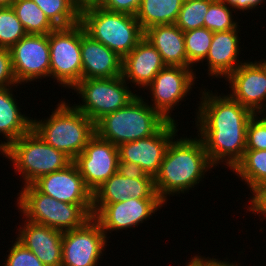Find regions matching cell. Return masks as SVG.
I'll return each mask as SVG.
<instances>
[{
	"label": "cell",
	"instance_id": "6da1fadb",
	"mask_svg": "<svg viewBox=\"0 0 266 266\" xmlns=\"http://www.w3.org/2000/svg\"><path fill=\"white\" fill-rule=\"evenodd\" d=\"M206 91L204 88L196 112L198 136L214 166L225 160L233 169L244 156L247 126L255 113L229 95Z\"/></svg>",
	"mask_w": 266,
	"mask_h": 266
},
{
	"label": "cell",
	"instance_id": "484cf974",
	"mask_svg": "<svg viewBox=\"0 0 266 266\" xmlns=\"http://www.w3.org/2000/svg\"><path fill=\"white\" fill-rule=\"evenodd\" d=\"M232 171L248 184L251 191L266 184V150H245Z\"/></svg>",
	"mask_w": 266,
	"mask_h": 266
},
{
	"label": "cell",
	"instance_id": "f1b7e54d",
	"mask_svg": "<svg viewBox=\"0 0 266 266\" xmlns=\"http://www.w3.org/2000/svg\"><path fill=\"white\" fill-rule=\"evenodd\" d=\"M213 39V32L205 27L184 32L185 50L188 59V68L193 64L203 62L206 58Z\"/></svg>",
	"mask_w": 266,
	"mask_h": 266
},
{
	"label": "cell",
	"instance_id": "e0dca14e",
	"mask_svg": "<svg viewBox=\"0 0 266 266\" xmlns=\"http://www.w3.org/2000/svg\"><path fill=\"white\" fill-rule=\"evenodd\" d=\"M33 185L41 193L57 201L75 205H93V193L86 186L73 162L62 170L40 177Z\"/></svg>",
	"mask_w": 266,
	"mask_h": 266
},
{
	"label": "cell",
	"instance_id": "d6986e66",
	"mask_svg": "<svg viewBox=\"0 0 266 266\" xmlns=\"http://www.w3.org/2000/svg\"><path fill=\"white\" fill-rule=\"evenodd\" d=\"M82 79L114 78L122 76V62L117 53L92 39L81 25Z\"/></svg>",
	"mask_w": 266,
	"mask_h": 266
},
{
	"label": "cell",
	"instance_id": "8992f818",
	"mask_svg": "<svg viewBox=\"0 0 266 266\" xmlns=\"http://www.w3.org/2000/svg\"><path fill=\"white\" fill-rule=\"evenodd\" d=\"M18 195V210L26 220L62 232L80 228L93 218V205L57 201L41 193L33 184L24 185Z\"/></svg>",
	"mask_w": 266,
	"mask_h": 266
},
{
	"label": "cell",
	"instance_id": "83f0119b",
	"mask_svg": "<svg viewBox=\"0 0 266 266\" xmlns=\"http://www.w3.org/2000/svg\"><path fill=\"white\" fill-rule=\"evenodd\" d=\"M11 7L27 34H49L56 29L33 0H15Z\"/></svg>",
	"mask_w": 266,
	"mask_h": 266
},
{
	"label": "cell",
	"instance_id": "ffe728a7",
	"mask_svg": "<svg viewBox=\"0 0 266 266\" xmlns=\"http://www.w3.org/2000/svg\"><path fill=\"white\" fill-rule=\"evenodd\" d=\"M160 53L143 37L137 46L123 58L122 77L139 88H147L156 74L165 67Z\"/></svg>",
	"mask_w": 266,
	"mask_h": 266
},
{
	"label": "cell",
	"instance_id": "603a6c76",
	"mask_svg": "<svg viewBox=\"0 0 266 266\" xmlns=\"http://www.w3.org/2000/svg\"><path fill=\"white\" fill-rule=\"evenodd\" d=\"M144 37L157 49L166 66L188 67L184 32L176 24L151 26L144 31Z\"/></svg>",
	"mask_w": 266,
	"mask_h": 266
},
{
	"label": "cell",
	"instance_id": "7bdbcfd3",
	"mask_svg": "<svg viewBox=\"0 0 266 266\" xmlns=\"http://www.w3.org/2000/svg\"><path fill=\"white\" fill-rule=\"evenodd\" d=\"M81 6L90 4V3H96L97 0H76Z\"/></svg>",
	"mask_w": 266,
	"mask_h": 266
},
{
	"label": "cell",
	"instance_id": "b9f144b4",
	"mask_svg": "<svg viewBox=\"0 0 266 266\" xmlns=\"http://www.w3.org/2000/svg\"><path fill=\"white\" fill-rule=\"evenodd\" d=\"M15 0H0V7H11Z\"/></svg>",
	"mask_w": 266,
	"mask_h": 266
},
{
	"label": "cell",
	"instance_id": "ac0fdd59",
	"mask_svg": "<svg viewBox=\"0 0 266 266\" xmlns=\"http://www.w3.org/2000/svg\"><path fill=\"white\" fill-rule=\"evenodd\" d=\"M25 221L24 226L19 227L16 239L31 250L45 266H61L63 232L46 225Z\"/></svg>",
	"mask_w": 266,
	"mask_h": 266
},
{
	"label": "cell",
	"instance_id": "3957f363",
	"mask_svg": "<svg viewBox=\"0 0 266 266\" xmlns=\"http://www.w3.org/2000/svg\"><path fill=\"white\" fill-rule=\"evenodd\" d=\"M80 24L87 35L121 58L128 55L144 37V31L134 15L109 11L96 3L81 6Z\"/></svg>",
	"mask_w": 266,
	"mask_h": 266
},
{
	"label": "cell",
	"instance_id": "74e56055",
	"mask_svg": "<svg viewBox=\"0 0 266 266\" xmlns=\"http://www.w3.org/2000/svg\"><path fill=\"white\" fill-rule=\"evenodd\" d=\"M117 173H119L121 176L127 177V178H154L151 175H148L145 173V171L138 166L137 164L127 162V161H119Z\"/></svg>",
	"mask_w": 266,
	"mask_h": 266
},
{
	"label": "cell",
	"instance_id": "9c48e42d",
	"mask_svg": "<svg viewBox=\"0 0 266 266\" xmlns=\"http://www.w3.org/2000/svg\"><path fill=\"white\" fill-rule=\"evenodd\" d=\"M50 77L73 88L82 79L81 24L49 33Z\"/></svg>",
	"mask_w": 266,
	"mask_h": 266
},
{
	"label": "cell",
	"instance_id": "d590c367",
	"mask_svg": "<svg viewBox=\"0 0 266 266\" xmlns=\"http://www.w3.org/2000/svg\"><path fill=\"white\" fill-rule=\"evenodd\" d=\"M142 0H97L102 8L118 13L136 15Z\"/></svg>",
	"mask_w": 266,
	"mask_h": 266
},
{
	"label": "cell",
	"instance_id": "d4e9b609",
	"mask_svg": "<svg viewBox=\"0 0 266 266\" xmlns=\"http://www.w3.org/2000/svg\"><path fill=\"white\" fill-rule=\"evenodd\" d=\"M184 0H142L135 15L143 31L154 25L175 24Z\"/></svg>",
	"mask_w": 266,
	"mask_h": 266
},
{
	"label": "cell",
	"instance_id": "4dcf8cb0",
	"mask_svg": "<svg viewBox=\"0 0 266 266\" xmlns=\"http://www.w3.org/2000/svg\"><path fill=\"white\" fill-rule=\"evenodd\" d=\"M12 7H0V47L10 49L26 35Z\"/></svg>",
	"mask_w": 266,
	"mask_h": 266
},
{
	"label": "cell",
	"instance_id": "44dd1931",
	"mask_svg": "<svg viewBox=\"0 0 266 266\" xmlns=\"http://www.w3.org/2000/svg\"><path fill=\"white\" fill-rule=\"evenodd\" d=\"M128 198L160 199L154 178L130 179L116 172L93 192V204H113Z\"/></svg>",
	"mask_w": 266,
	"mask_h": 266
},
{
	"label": "cell",
	"instance_id": "277c9868",
	"mask_svg": "<svg viewBox=\"0 0 266 266\" xmlns=\"http://www.w3.org/2000/svg\"><path fill=\"white\" fill-rule=\"evenodd\" d=\"M168 121L142 96L137 95L126 106L104 115L95 123V133L119 146L156 134Z\"/></svg>",
	"mask_w": 266,
	"mask_h": 266
},
{
	"label": "cell",
	"instance_id": "e575fe53",
	"mask_svg": "<svg viewBox=\"0 0 266 266\" xmlns=\"http://www.w3.org/2000/svg\"><path fill=\"white\" fill-rule=\"evenodd\" d=\"M18 85L13 71L11 53L9 49L0 47V88L18 87Z\"/></svg>",
	"mask_w": 266,
	"mask_h": 266
},
{
	"label": "cell",
	"instance_id": "60d3db41",
	"mask_svg": "<svg viewBox=\"0 0 266 266\" xmlns=\"http://www.w3.org/2000/svg\"><path fill=\"white\" fill-rule=\"evenodd\" d=\"M189 261L186 266H202V256H193Z\"/></svg>",
	"mask_w": 266,
	"mask_h": 266
},
{
	"label": "cell",
	"instance_id": "7a4b0ae2",
	"mask_svg": "<svg viewBox=\"0 0 266 266\" xmlns=\"http://www.w3.org/2000/svg\"><path fill=\"white\" fill-rule=\"evenodd\" d=\"M191 138L171 140L159 172L154 177L156 192L164 203H167V196L194 188L202 181L205 172L215 167L209 160L202 140Z\"/></svg>",
	"mask_w": 266,
	"mask_h": 266
},
{
	"label": "cell",
	"instance_id": "7c38bea8",
	"mask_svg": "<svg viewBox=\"0 0 266 266\" xmlns=\"http://www.w3.org/2000/svg\"><path fill=\"white\" fill-rule=\"evenodd\" d=\"M193 70L183 66H165L147 86L153 95L151 100L154 101L150 106L167 121L175 122L170 112L174 110V106L184 100V97H187L188 92L193 88L191 86L195 84L196 79Z\"/></svg>",
	"mask_w": 266,
	"mask_h": 266
},
{
	"label": "cell",
	"instance_id": "ba28073f",
	"mask_svg": "<svg viewBox=\"0 0 266 266\" xmlns=\"http://www.w3.org/2000/svg\"><path fill=\"white\" fill-rule=\"evenodd\" d=\"M122 76L81 79L73 88L82 104L74 106L96 123L104 115L126 106L137 94L129 90Z\"/></svg>",
	"mask_w": 266,
	"mask_h": 266
},
{
	"label": "cell",
	"instance_id": "cb8c5ba5",
	"mask_svg": "<svg viewBox=\"0 0 266 266\" xmlns=\"http://www.w3.org/2000/svg\"><path fill=\"white\" fill-rule=\"evenodd\" d=\"M11 88H0V133L7 138L0 144V152L32 129L33 119L20 112Z\"/></svg>",
	"mask_w": 266,
	"mask_h": 266
},
{
	"label": "cell",
	"instance_id": "4fadbf2b",
	"mask_svg": "<svg viewBox=\"0 0 266 266\" xmlns=\"http://www.w3.org/2000/svg\"><path fill=\"white\" fill-rule=\"evenodd\" d=\"M9 51L18 84L50 77L49 34H26Z\"/></svg>",
	"mask_w": 266,
	"mask_h": 266
},
{
	"label": "cell",
	"instance_id": "ab89813d",
	"mask_svg": "<svg viewBox=\"0 0 266 266\" xmlns=\"http://www.w3.org/2000/svg\"><path fill=\"white\" fill-rule=\"evenodd\" d=\"M240 263H229V261H220L218 259L209 258V257H203L202 258V266H238ZM240 266V265H239Z\"/></svg>",
	"mask_w": 266,
	"mask_h": 266
},
{
	"label": "cell",
	"instance_id": "7402d4cb",
	"mask_svg": "<svg viewBox=\"0 0 266 266\" xmlns=\"http://www.w3.org/2000/svg\"><path fill=\"white\" fill-rule=\"evenodd\" d=\"M238 32V29L213 32L210 49L204 59L207 61L208 75L226 78L242 64L238 60L241 48Z\"/></svg>",
	"mask_w": 266,
	"mask_h": 266
},
{
	"label": "cell",
	"instance_id": "8d00e7d4",
	"mask_svg": "<svg viewBox=\"0 0 266 266\" xmlns=\"http://www.w3.org/2000/svg\"><path fill=\"white\" fill-rule=\"evenodd\" d=\"M252 196L250 199V207L248 211H252L255 214L264 215L262 219L266 218V184H263L252 191Z\"/></svg>",
	"mask_w": 266,
	"mask_h": 266
},
{
	"label": "cell",
	"instance_id": "2e32d148",
	"mask_svg": "<svg viewBox=\"0 0 266 266\" xmlns=\"http://www.w3.org/2000/svg\"><path fill=\"white\" fill-rule=\"evenodd\" d=\"M262 61H245L225 79L232 90L228 95L255 114L266 110V60Z\"/></svg>",
	"mask_w": 266,
	"mask_h": 266
},
{
	"label": "cell",
	"instance_id": "5bb4252c",
	"mask_svg": "<svg viewBox=\"0 0 266 266\" xmlns=\"http://www.w3.org/2000/svg\"><path fill=\"white\" fill-rule=\"evenodd\" d=\"M164 205L161 199L128 198L113 204H93V218L105 235L109 231L127 230L146 221Z\"/></svg>",
	"mask_w": 266,
	"mask_h": 266
},
{
	"label": "cell",
	"instance_id": "f35d334b",
	"mask_svg": "<svg viewBox=\"0 0 266 266\" xmlns=\"http://www.w3.org/2000/svg\"><path fill=\"white\" fill-rule=\"evenodd\" d=\"M228 7L234 8L235 10L248 11L250 9H255L256 6L262 5V2H265V0H222Z\"/></svg>",
	"mask_w": 266,
	"mask_h": 266
},
{
	"label": "cell",
	"instance_id": "836d02e7",
	"mask_svg": "<svg viewBox=\"0 0 266 266\" xmlns=\"http://www.w3.org/2000/svg\"><path fill=\"white\" fill-rule=\"evenodd\" d=\"M15 240L4 266H45L31 250Z\"/></svg>",
	"mask_w": 266,
	"mask_h": 266
},
{
	"label": "cell",
	"instance_id": "1f68e13d",
	"mask_svg": "<svg viewBox=\"0 0 266 266\" xmlns=\"http://www.w3.org/2000/svg\"><path fill=\"white\" fill-rule=\"evenodd\" d=\"M231 8L222 0H214L204 17V27L212 32L238 29V22L234 21Z\"/></svg>",
	"mask_w": 266,
	"mask_h": 266
},
{
	"label": "cell",
	"instance_id": "5b68a950",
	"mask_svg": "<svg viewBox=\"0 0 266 266\" xmlns=\"http://www.w3.org/2000/svg\"><path fill=\"white\" fill-rule=\"evenodd\" d=\"M46 119L32 120V129L46 143L72 160L82 153L95 134V123L74 105L70 106L62 100Z\"/></svg>",
	"mask_w": 266,
	"mask_h": 266
},
{
	"label": "cell",
	"instance_id": "f546056e",
	"mask_svg": "<svg viewBox=\"0 0 266 266\" xmlns=\"http://www.w3.org/2000/svg\"><path fill=\"white\" fill-rule=\"evenodd\" d=\"M214 0H184L175 24L183 31L204 27V17Z\"/></svg>",
	"mask_w": 266,
	"mask_h": 266
},
{
	"label": "cell",
	"instance_id": "4316f807",
	"mask_svg": "<svg viewBox=\"0 0 266 266\" xmlns=\"http://www.w3.org/2000/svg\"><path fill=\"white\" fill-rule=\"evenodd\" d=\"M56 28L80 23L81 5L76 0H33Z\"/></svg>",
	"mask_w": 266,
	"mask_h": 266
},
{
	"label": "cell",
	"instance_id": "52a82bcc",
	"mask_svg": "<svg viewBox=\"0 0 266 266\" xmlns=\"http://www.w3.org/2000/svg\"><path fill=\"white\" fill-rule=\"evenodd\" d=\"M10 159L15 172L21 173L24 185L40 177L66 168L73 160L64 152L46 143L33 129L1 152Z\"/></svg>",
	"mask_w": 266,
	"mask_h": 266
},
{
	"label": "cell",
	"instance_id": "8fae6325",
	"mask_svg": "<svg viewBox=\"0 0 266 266\" xmlns=\"http://www.w3.org/2000/svg\"><path fill=\"white\" fill-rule=\"evenodd\" d=\"M86 186L96 191L117 172L118 146L100 138L96 133L88 140L81 154L73 159Z\"/></svg>",
	"mask_w": 266,
	"mask_h": 266
},
{
	"label": "cell",
	"instance_id": "d6a6232c",
	"mask_svg": "<svg viewBox=\"0 0 266 266\" xmlns=\"http://www.w3.org/2000/svg\"><path fill=\"white\" fill-rule=\"evenodd\" d=\"M254 114L247 126L246 150H266V115Z\"/></svg>",
	"mask_w": 266,
	"mask_h": 266
},
{
	"label": "cell",
	"instance_id": "30bf717a",
	"mask_svg": "<svg viewBox=\"0 0 266 266\" xmlns=\"http://www.w3.org/2000/svg\"><path fill=\"white\" fill-rule=\"evenodd\" d=\"M107 239L94 218L80 228L64 231L61 266H97Z\"/></svg>",
	"mask_w": 266,
	"mask_h": 266
},
{
	"label": "cell",
	"instance_id": "9a60e30c",
	"mask_svg": "<svg viewBox=\"0 0 266 266\" xmlns=\"http://www.w3.org/2000/svg\"><path fill=\"white\" fill-rule=\"evenodd\" d=\"M176 122L168 121L156 134L118 146L119 161L140 166L146 174L155 177L159 172L166 149L178 132Z\"/></svg>",
	"mask_w": 266,
	"mask_h": 266
}]
</instances>
